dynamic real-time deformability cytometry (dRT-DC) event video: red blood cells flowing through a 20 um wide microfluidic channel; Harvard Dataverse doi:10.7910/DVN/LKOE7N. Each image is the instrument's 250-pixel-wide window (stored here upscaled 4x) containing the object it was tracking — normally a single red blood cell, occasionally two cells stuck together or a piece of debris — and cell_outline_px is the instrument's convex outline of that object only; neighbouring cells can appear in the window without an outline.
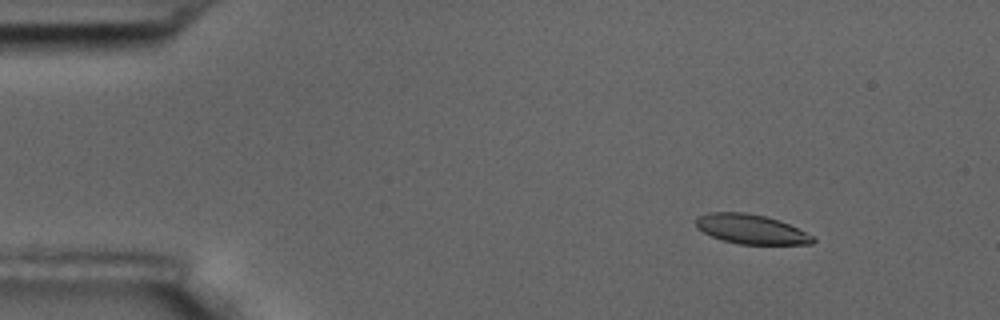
{"species": "common noctule bat (a hibernating species)", "species_latin": "Nyctalus noctula", "temperature_condition": "room temperature", "stored_images_in_passage": 6, "camera_frame_rate_fps": 3000, "um_per_image_px": 0.085, "animal": {"sex": "male", "body_mass_g": 17.5, "forearm_length_mm": 52.3}, "frame": {"image": 1, "passage_image": 2, "time_ms": 1.0, "image_size_px": [1000, 320], "cell_outline_px": [[816, 240], [812, 244], [740, 244], [724, 240], [712, 236], [696, 228], [696, 216], [708, 212], [744, 212], [764, 216], [780, 220], [812, 236]], "centroid_in_image_um": [63.8, 19.47], "position_along_channel_um": 21.2, "area_um2": 19.94}}
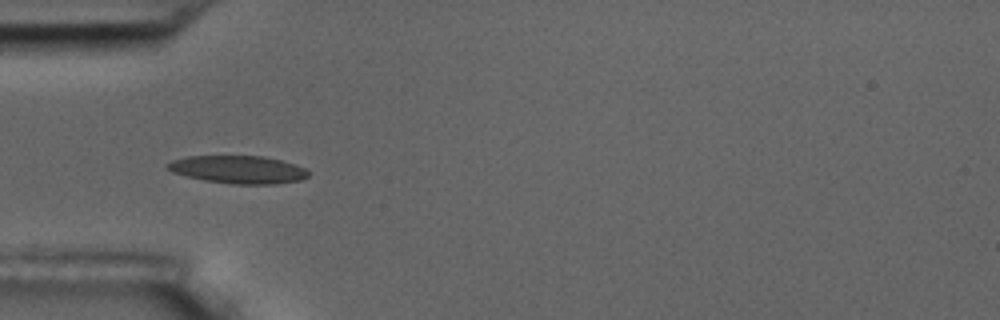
{"frame": {"image": 2, "passage_image": 5, "time_ms": 4.667, "image_size_px": [1000, 320], "cell_outline_px": [[308, 176], [300, 180], [276, 184], [232, 184], [204, 180], [172, 172], [164, 168], [164, 164], [172, 160], [188, 156], [264, 156], [280, 160], [304, 168], [308, 172]], "centroid_in_image_um": [20.19, 14.41], "position_along_channel_um": 64.8, "area_um2": 22.77}}